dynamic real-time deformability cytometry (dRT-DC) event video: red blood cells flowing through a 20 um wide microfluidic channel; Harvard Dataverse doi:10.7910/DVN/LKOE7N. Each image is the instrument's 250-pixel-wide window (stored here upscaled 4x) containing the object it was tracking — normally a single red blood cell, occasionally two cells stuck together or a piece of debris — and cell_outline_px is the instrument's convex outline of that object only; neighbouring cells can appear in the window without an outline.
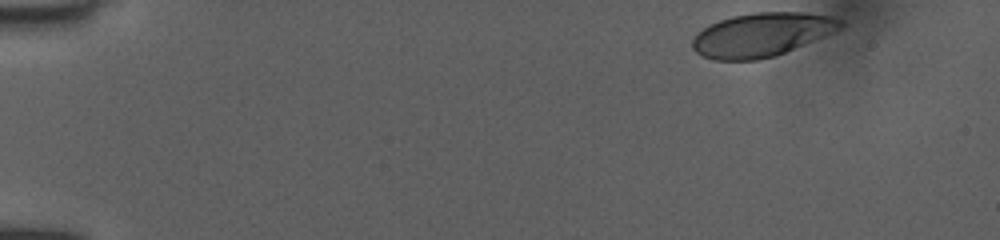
{"species": "human", "species_latin": "Homo sapiens", "temperature_condition": "room temperature", "stored_images_in_passage": 41, "camera_frame_rate_fps": 3000, "um_per_image_px": 0.085, "donor": {"sex": "female"}, "frame": {"image": 1, "passage_image": 1, "time_ms": 0.0, "image_size_px": [1000, 240], "cell_outline_px": [[844, 24], [840, 28], [832, 32], [776, 56], [756, 60], [712, 60], [696, 52], [692, 48], [692, 40], [696, 32], [720, 20], [732, 16], [756, 12], [804, 12], [832, 16], [844, 20]], "centroid_in_image_um": [64.73, 2.94], "position_along_channel_um": 20.3, "area_um2": 37.57}}
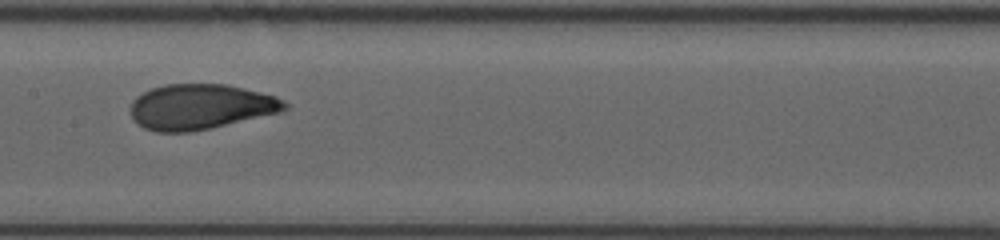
{"frame": {"image": 2, "passage_image": 23, "time_ms": 7.333, "image_size_px": [1000, 240], "cell_outline_px": [[288, 108], [284, 112], [212, 128], [188, 132], [156, 132], [144, 128], [132, 116], [128, 108], [132, 100], [136, 96], [152, 88], [164, 84], [228, 84], [276, 96], [284, 100], [288, 104]], "centroid_in_image_um": [17.07, 9.08], "position_along_channel_um": 190.3, "area_um2": 41.15}}
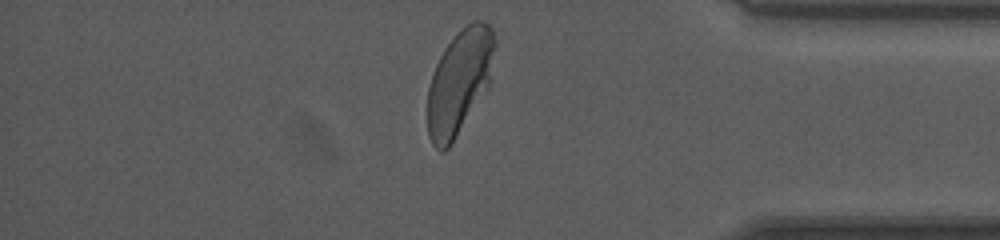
{"frame": {"image": 3, "passage_image": 40, "time_ms": 13.0, "image_size_px": [1000, 240], "cell_outline_px": [[496, 44], [488, 92], [452, 144], [444, 152], [440, 152], [432, 144], [428, 136], [428, 88], [432, 72], [444, 48], [456, 32], [460, 28], [472, 20], [484, 20], [492, 28], [496, 40]], "centroid_in_image_um": [39.08, 6.96], "position_along_channel_um": 396.1, "area_um2": 42.14}, "authors_computed_cell_mechanics": {"area_um2": 40.6334, "velocity_mm_per_s": 3.9849, "shape_relaxation_time_tau1_ms": 2.9825, "shape_relaxation_time_tau2_ms": 0.7278, "deformation_change_tau1": 0.1601, "deformation_change_tau2": 0.0544}}